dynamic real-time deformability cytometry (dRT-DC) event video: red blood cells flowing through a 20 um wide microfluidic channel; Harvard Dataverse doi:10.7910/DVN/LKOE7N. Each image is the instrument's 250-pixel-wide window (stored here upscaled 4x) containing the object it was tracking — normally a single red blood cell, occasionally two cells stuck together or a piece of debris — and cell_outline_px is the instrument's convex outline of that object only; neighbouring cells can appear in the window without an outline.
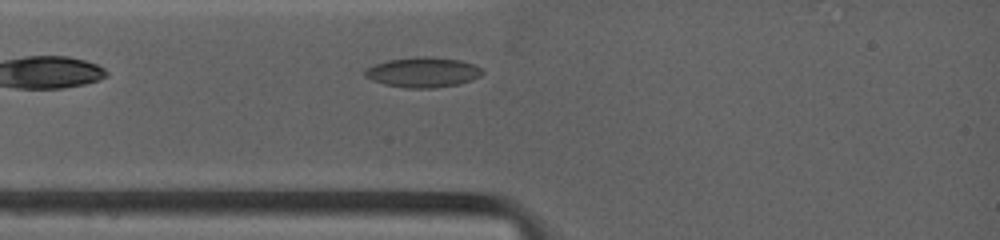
{"species": "common noctule bat (a hibernating species)", "species_latin": "Nyctalus noctula", "temperature_condition": "warm", "stored_images_in_passage": 26, "camera_frame_rate_fps": 4500, "um_per_image_px": 0.085, "animal": {"sex": "female", "body_mass_g": 19.0, "forearm_length_mm": 53.3}, "frame": {"image": 1, "passage_image": 1, "time_ms": 0.0, "image_size_px": [1000, 240], "cell_outline_px": [[484, 72], [480, 76], [472, 80], [460, 84], [432, 88], [404, 88], [384, 84], [372, 80], [364, 76], [364, 72], [368, 68], [376, 64], [388, 60], [416, 56], [428, 56], [460, 60], [472, 64], [480, 68]], "centroid_in_image_um": [35.95, 6.15], "position_along_channel_um": 49.0, "area_um2": 20.58}}
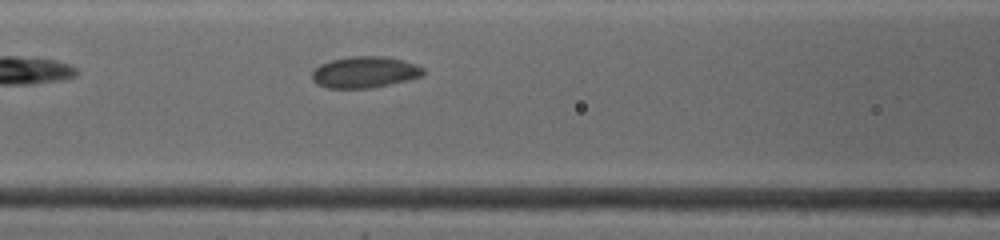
{"frame": {"image": 2, "passage_image": 10, "time_ms": 2.222, "image_size_px": [1000, 240], "cell_outline_px": [[424, 76], [408, 80], [372, 88], [328, 88], [316, 84], [312, 80], [312, 72], [320, 64], [332, 60], [352, 56], [384, 56], [404, 60], [416, 64], [424, 68]], "centroid_in_image_um": [31.03, 6.14], "position_along_channel_um": 135.6, "area_um2": 20.46}}
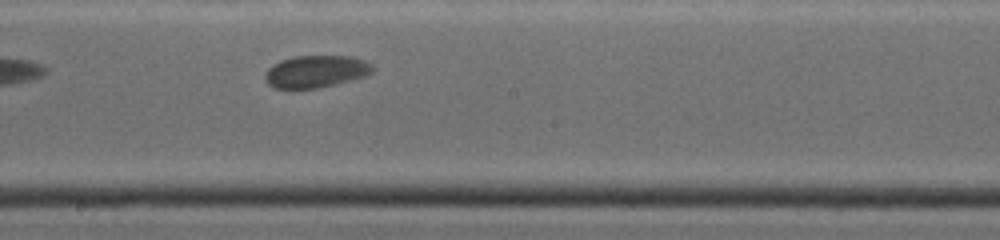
{"frame": {"image": 3, "passage_image": 25, "time_ms": 4.444, "image_size_px": [1000, 240], "cell_outline_px": [[372, 72], [364, 76], [336, 84], [316, 88], [272, 88], [264, 80], [264, 76], [268, 68], [280, 60], [296, 56], [352, 56], [364, 60], [372, 64]], "centroid_in_image_um": [26.82, 6.07], "position_along_channel_um": 221.4, "area_um2": 20.11}}